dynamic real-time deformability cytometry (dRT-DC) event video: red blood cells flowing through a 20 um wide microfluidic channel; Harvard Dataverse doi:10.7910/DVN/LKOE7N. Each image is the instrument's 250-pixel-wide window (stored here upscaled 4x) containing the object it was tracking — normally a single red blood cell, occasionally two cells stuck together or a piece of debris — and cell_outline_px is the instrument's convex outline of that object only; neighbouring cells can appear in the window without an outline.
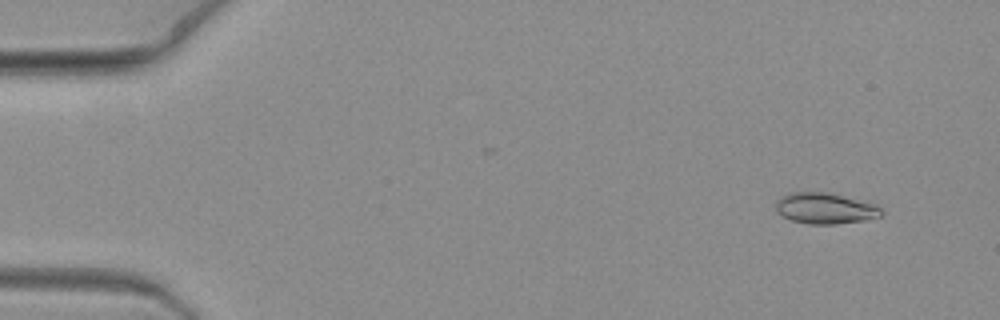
{"species": "common noctule bat (a hibernating species)", "species_latin": "Nyctalus noctula", "temperature_condition": "warm", "stored_images_in_passage": 7, "camera_frame_rate_fps": 3000, "um_per_image_px": 0.085, "animal": {"sex": "female", "body_mass_g": 19.3, "forearm_length_mm": 54.1}, "frame": {"image": 1, "passage_image": 1, "time_ms": 0.0, "image_size_px": [1000, 320], "cell_outline_px": [[884, 212], [880, 216], [864, 220], [836, 224], [808, 224], [792, 220], [776, 212], [776, 200], [780, 196], [792, 192], [828, 192], [876, 204]], "centroid_in_image_um": [70.12, 17.7], "position_along_channel_um": 14.9, "area_um2": 19.07}}
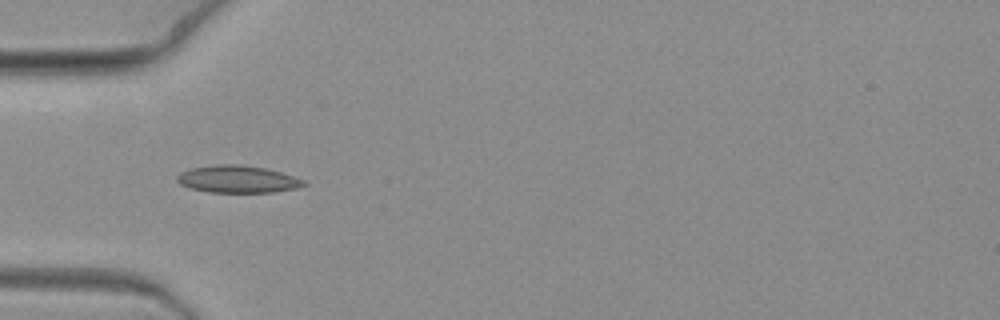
{"frame": {"image": 2, "passage_image": 6, "time_ms": 1.667, "image_size_px": [1000, 320], "cell_outline_px": [[308, 184], [296, 188], [272, 192], [208, 192], [192, 188], [180, 184], [176, 180], [176, 176], [180, 172], [192, 168], [216, 164], [236, 164], [264, 168], [280, 172], [304, 180]], "centroid_in_image_um": [20.17, 15.23], "position_along_channel_um": 64.8, "area_um2": 19.94}}